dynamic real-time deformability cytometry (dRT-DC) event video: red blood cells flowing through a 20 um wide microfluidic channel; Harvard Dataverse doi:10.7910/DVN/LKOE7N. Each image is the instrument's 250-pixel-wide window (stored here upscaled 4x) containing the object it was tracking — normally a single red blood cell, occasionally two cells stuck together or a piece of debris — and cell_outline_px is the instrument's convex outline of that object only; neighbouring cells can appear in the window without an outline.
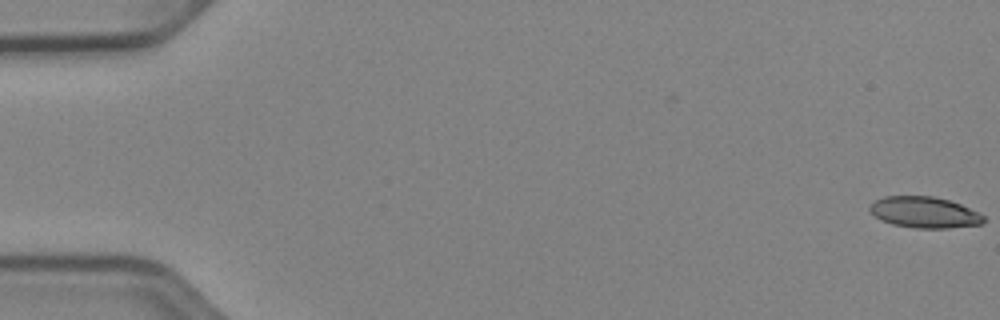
{"species": "Egyptian fruit bat (a non-hibernating species)", "species_latin": "Rousettus aegyptiacus", "temperature_condition": "cold", "stored_images_in_passage": 53, "camera_frame_rate_fps": 3000, "um_per_image_px": 0.085, "animal": {"sex": "female"}, "frame": {"image": 1, "passage_image": 1, "time_ms": 0.0, "image_size_px": [1000, 320], "cell_outline_px": [[984, 224], [948, 228], [916, 228], [892, 224], [880, 220], [868, 208], [876, 200], [884, 196], [932, 196], [948, 200], [960, 204], [984, 216]], "centroid_in_image_um": [78.57, 18.05], "position_along_channel_um": 6.4, "area_um2": 20.46}}
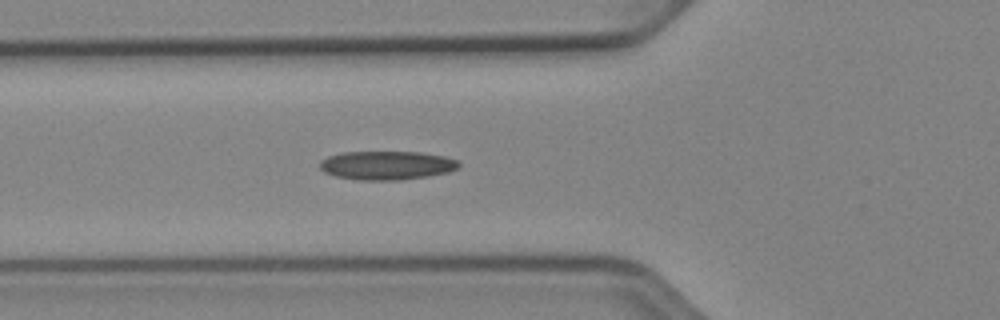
{"frame": {"image": 2, "passage_image": 20, "time_ms": 6.333, "image_size_px": [1000, 320], "cell_outline_px": [[460, 164], [456, 168], [448, 172], [428, 176], [400, 180], [356, 180], [336, 176], [324, 172], [320, 168], [320, 160], [328, 156], [340, 152], [420, 152], [444, 156], [456, 160]], "centroid_in_image_um": [32.83, 14.05], "position_along_channel_um": 93.0, "area_um2": 23.29}}
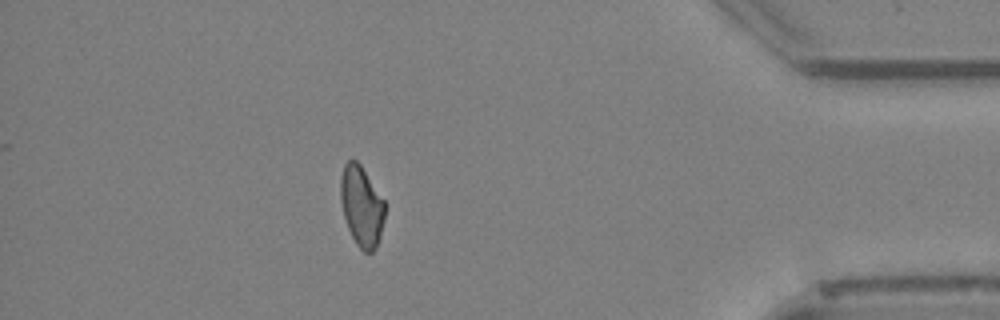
{"frame": {"image": 3, "passage_image": 47, "time_ms": 15.333, "image_size_px": [1000, 320], "cell_outline_px": [[384, 220], [380, 236], [372, 252], [364, 252], [356, 244], [348, 228], [344, 216], [340, 200], [340, 176], [344, 164], [348, 160], [356, 160], [360, 164], [384, 200]], "centroid_in_image_um": [30.71, 17.5], "position_along_channel_um": 404.5, "area_um2": 20.58}, "authors_computed_cell_mechanics": {"area_um2": 21.675, "velocity_mm_per_s": 3.9344, "shape_relaxation_time_tau1_ms": 6.3583, "shape_relaxation_time_tau2_ms": 10.4639, "deformation_change_tau1": 0.1666, "deformation_change_tau2": 0.2103}}